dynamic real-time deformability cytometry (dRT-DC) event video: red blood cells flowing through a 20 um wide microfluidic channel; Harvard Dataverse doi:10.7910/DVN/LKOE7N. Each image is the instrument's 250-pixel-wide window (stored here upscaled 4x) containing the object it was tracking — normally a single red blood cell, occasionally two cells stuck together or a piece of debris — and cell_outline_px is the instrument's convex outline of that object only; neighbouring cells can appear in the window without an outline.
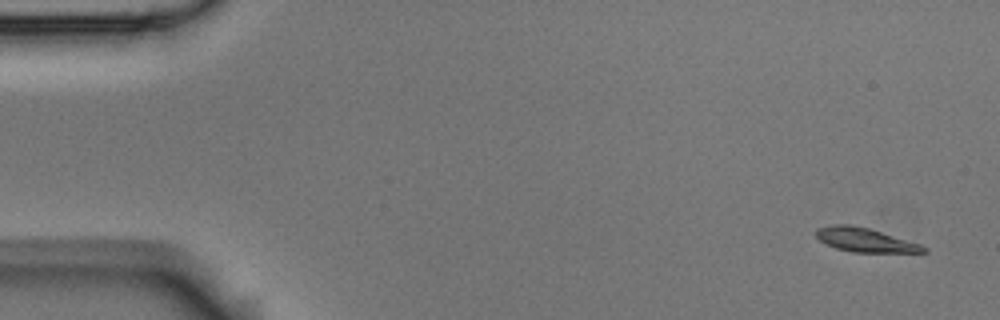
{"species": "Egyptian fruit bat (a non-hibernating species)", "species_latin": "Rousettus aegyptiacus", "temperature_condition": "room temperature", "stored_images_in_passage": 4, "camera_frame_rate_fps": 3000, "um_per_image_px": 0.085, "animal": {"sex": "male"}, "frame": {"image": 1, "passage_image": 1, "time_ms": 0.0, "image_size_px": [1000, 320], "cell_outline_px": [[928, 252], [852, 252], [836, 248], [820, 240], [816, 236], [816, 228], [832, 224], [852, 224], [868, 228], [920, 244], [928, 248]], "centroid_in_image_um": [73.51, 20.38], "position_along_channel_um": 11.5, "area_um2": 14.85}}
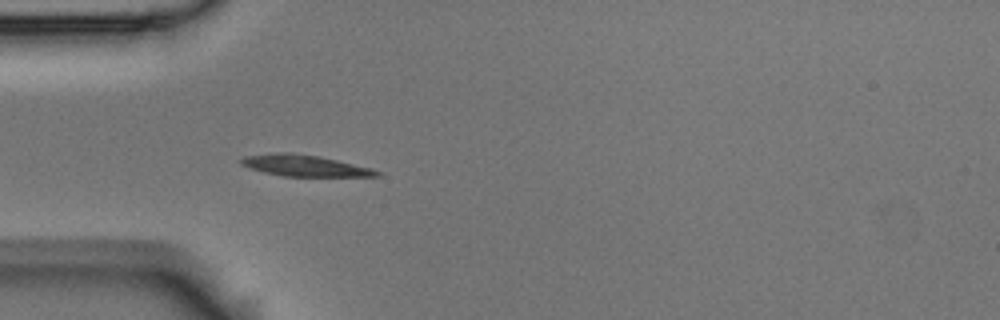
{"frame": {"image": 2, "passage_image": 4, "time_ms": 1.0, "image_size_px": [1000, 320], "cell_outline_px": [[380, 176], [284, 176], [264, 172], [248, 168], [240, 164], [240, 160], [244, 156], [280, 152], [292, 152], [320, 156], [372, 168], [380, 172]], "centroid_in_image_um": [25.86, 14.07], "position_along_channel_um": 59.1, "area_um2": 16.82}}